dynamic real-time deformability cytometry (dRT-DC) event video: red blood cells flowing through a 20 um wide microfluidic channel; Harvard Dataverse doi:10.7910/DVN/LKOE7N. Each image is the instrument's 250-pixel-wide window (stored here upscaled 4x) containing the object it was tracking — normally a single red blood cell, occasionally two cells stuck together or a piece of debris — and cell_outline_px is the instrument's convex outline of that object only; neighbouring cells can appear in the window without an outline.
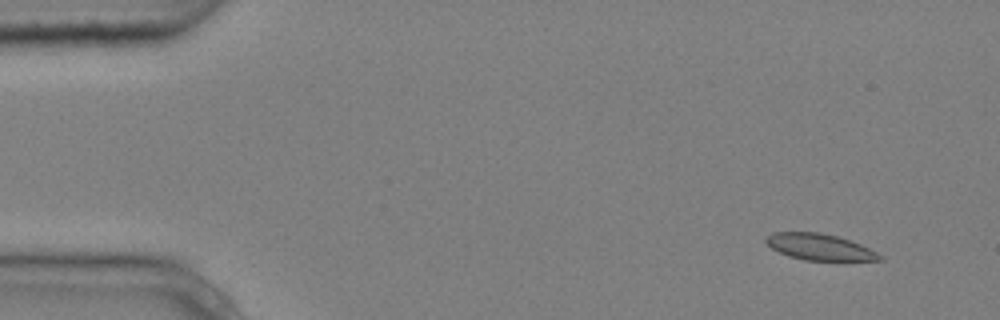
{"species": "common noctule bat (a hibernating species)", "species_latin": "Nyctalus noctula", "temperature_condition": "cold", "stored_images_in_passage": 4, "camera_frame_rate_fps": 3000, "um_per_image_px": 0.085, "animal": {"sex": "male", "body_mass_g": 20.4}, "frame": {"image": 1, "passage_image": 2, "time_ms": 0.333, "image_size_px": [1000, 320], "cell_outline_px": [[884, 260], [804, 260], [788, 256], [772, 248], [764, 240], [772, 232], [820, 232], [836, 236], [860, 244], [884, 256]], "centroid_in_image_um": [69.66, 20.99], "position_along_channel_um": 15.3, "area_um2": 17.22}}